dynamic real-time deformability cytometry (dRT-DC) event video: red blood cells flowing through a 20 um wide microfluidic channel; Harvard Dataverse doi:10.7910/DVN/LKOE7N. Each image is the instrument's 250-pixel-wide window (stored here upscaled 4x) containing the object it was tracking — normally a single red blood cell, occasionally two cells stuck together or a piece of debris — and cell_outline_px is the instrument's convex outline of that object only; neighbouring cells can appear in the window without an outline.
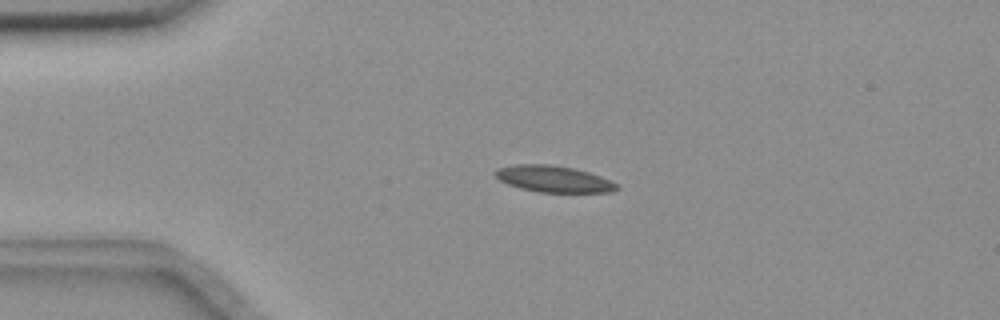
{"species": "common noctule bat (a hibernating species)", "species_latin": "Nyctalus noctula", "temperature_condition": "room temperature", "stored_images_in_passage": 56, "camera_frame_rate_fps": 3000, "um_per_image_px": 0.085, "animal": {"sex": "female", "body_mass_g": 18.4}, "frame": {"image": 1, "passage_image": 13, "time_ms": 4.0, "image_size_px": [1000, 320], "cell_outline_px": [[620, 188], [612, 192], [540, 192], [520, 188], [508, 184], [500, 180], [492, 172], [496, 168], [516, 164], [548, 164], [572, 168], [588, 172], [600, 176], [616, 184]], "centroid_in_image_um": [47.01, 15.21], "position_along_channel_um": 38.0, "area_um2": 18.61}}
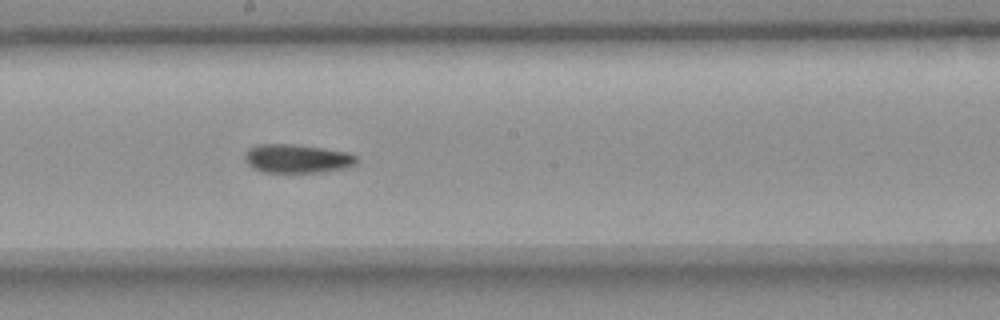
{"frame": {"image": 2, "passage_image": 31, "time_ms": 10.0, "image_size_px": [1000, 320], "cell_outline_px": [[356, 164], [344, 168], [324, 172], [264, 172], [252, 168], [244, 160], [244, 152], [248, 148], [256, 144], [292, 144], [324, 148], [348, 152], [356, 156]], "centroid_in_image_um": [25.21, 13.47], "position_along_channel_um": 223.0, "area_um2": 18.84}}
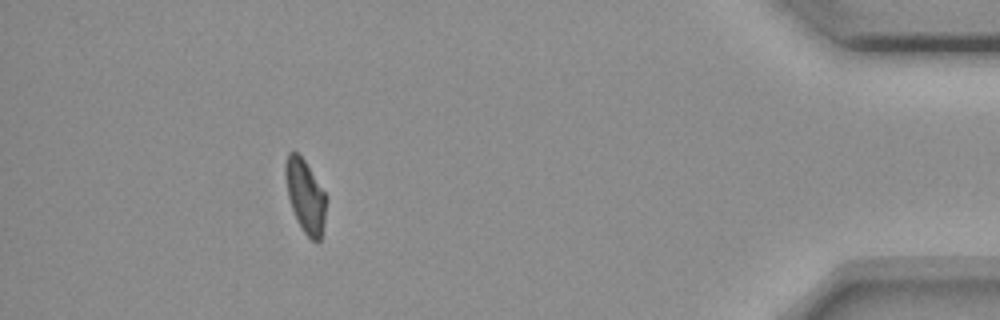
{"frame": {"image": 3, "passage_image": 51, "time_ms": 16.667, "image_size_px": [1000, 320], "cell_outline_px": [[324, 220], [320, 240], [316, 244], [304, 232], [292, 208], [288, 196], [284, 176], [284, 164], [288, 152], [296, 152], [304, 160], [324, 192]], "centroid_in_image_um": [25.91, 16.64], "position_along_channel_um": 409.3, "area_um2": 16.76}, "authors_computed_cell_mechanics": {"area_um2": 18.5249, "velocity_mm_per_s": 3.6309, "shape_relaxation_time_tau1_ms": null, "shape_relaxation_time_tau2_ms": 11.1381, "deformation_change_tau1": null, "deformation_change_tau2": 0.1734}}